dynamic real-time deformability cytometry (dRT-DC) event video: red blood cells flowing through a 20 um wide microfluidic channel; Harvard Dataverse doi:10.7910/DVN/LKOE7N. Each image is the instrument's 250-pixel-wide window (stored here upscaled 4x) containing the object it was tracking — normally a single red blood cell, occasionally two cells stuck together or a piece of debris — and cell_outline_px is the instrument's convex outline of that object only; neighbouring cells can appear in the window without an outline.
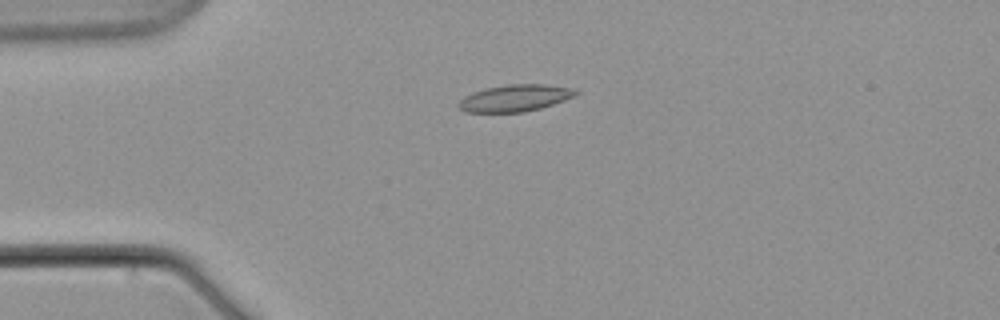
{"species": "common noctule bat (a hibernating species)", "species_latin": "Nyctalus noctula", "temperature_condition": "warm", "stored_images_in_passage": 5, "camera_frame_rate_fps": 3000, "um_per_image_px": 0.085, "animal": {"sex": "male", "body_mass_g": 21.5, "forearm_length_mm": 52.0}, "frame": {"image": 1, "passage_image": 4, "time_ms": 4.333, "image_size_px": [1000, 320], "cell_outline_px": [[580, 92], [576, 96], [540, 108], [524, 112], [464, 112], [456, 104], [464, 96], [472, 92], [488, 88], [508, 84], [544, 84], [572, 88]], "centroid_in_image_um": [43.77, 8.33], "position_along_channel_um": 41.2, "area_um2": 18.26}}